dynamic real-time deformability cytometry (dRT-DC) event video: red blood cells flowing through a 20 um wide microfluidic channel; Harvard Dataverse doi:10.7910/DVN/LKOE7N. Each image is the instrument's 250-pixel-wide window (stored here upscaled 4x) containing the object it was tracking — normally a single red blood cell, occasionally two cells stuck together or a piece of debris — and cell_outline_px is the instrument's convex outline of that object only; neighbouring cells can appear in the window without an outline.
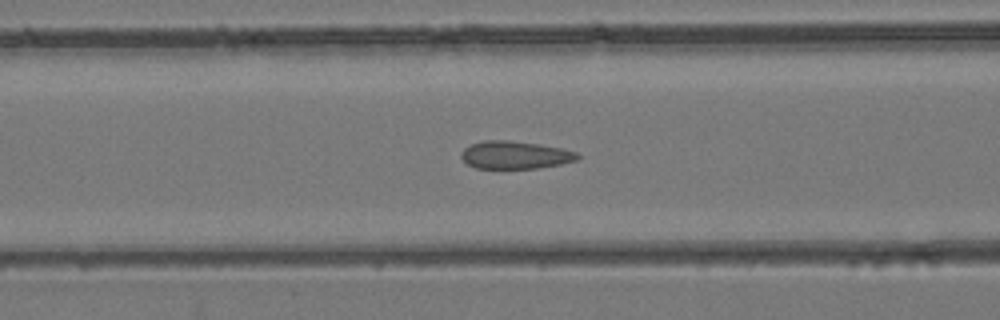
{"species": "common noctule bat (a hibernating species)", "species_latin": "Nyctalus noctula", "temperature_condition": "room temperature", "stored_images_in_passage": 44, "camera_frame_rate_fps": 3000, "um_per_image_px": 0.085, "animal": {"sex": "female", "body_mass_g": 24.6, "forearm_length_mm": 56.2}, "frame": {"image": 1, "passage_image": 18, "time_ms": 5.667, "image_size_px": [1000, 320], "cell_outline_px": [[580, 156], [576, 160], [560, 164], [536, 168], [476, 168], [468, 164], [460, 156], [460, 152], [464, 148], [472, 144], [484, 140], [508, 140], [540, 144], [560, 148], [576, 152]], "centroid_in_image_um": [43.75, 13.17], "position_along_channel_um": 122.8, "area_um2": 18.67}}
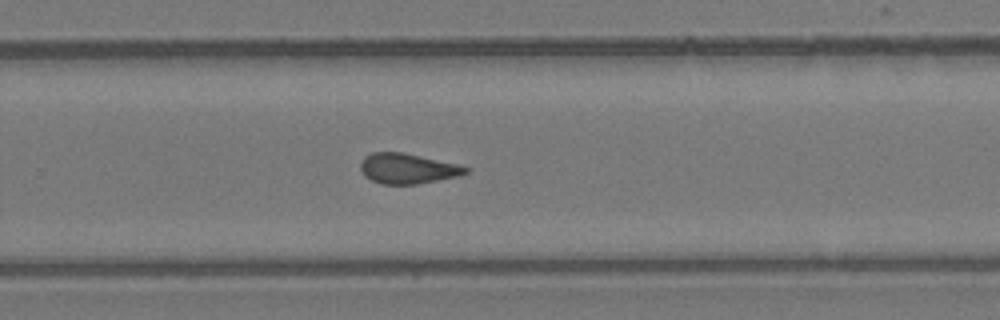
{"frame": {"image": 2, "passage_image": 29, "time_ms": 9.333, "image_size_px": [1000, 320], "cell_outline_px": [[472, 168], [468, 172], [460, 176], [416, 184], [380, 184], [364, 176], [360, 168], [360, 164], [364, 156], [372, 152], [400, 152], [456, 164]], "centroid_in_image_um": [34.63, 14.33], "position_along_channel_um": 295.2, "area_um2": 18.44}}
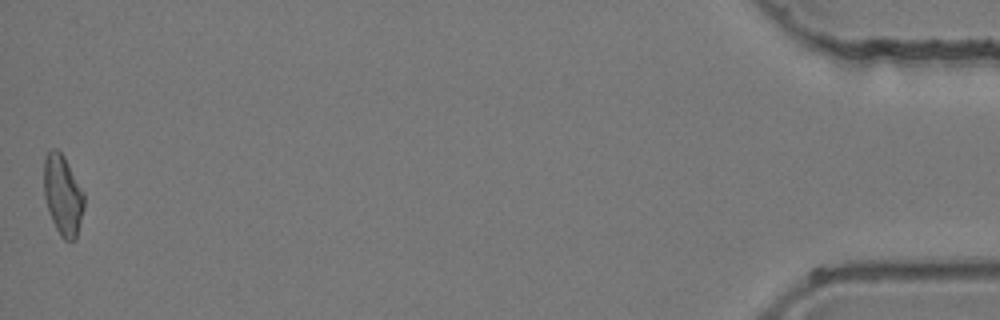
{"frame": {"image": 3, "passage_image": 44, "time_ms": 14.333, "image_size_px": [1000, 320], "cell_outline_px": [[84, 208], [76, 240], [64, 240], [60, 236], [52, 220], [44, 196], [44, 156], [52, 148], [56, 148], [64, 156], [84, 192]], "centroid_in_image_um": [5.35, 16.58], "position_along_channel_um": 429.9, "area_um2": 18.84}}